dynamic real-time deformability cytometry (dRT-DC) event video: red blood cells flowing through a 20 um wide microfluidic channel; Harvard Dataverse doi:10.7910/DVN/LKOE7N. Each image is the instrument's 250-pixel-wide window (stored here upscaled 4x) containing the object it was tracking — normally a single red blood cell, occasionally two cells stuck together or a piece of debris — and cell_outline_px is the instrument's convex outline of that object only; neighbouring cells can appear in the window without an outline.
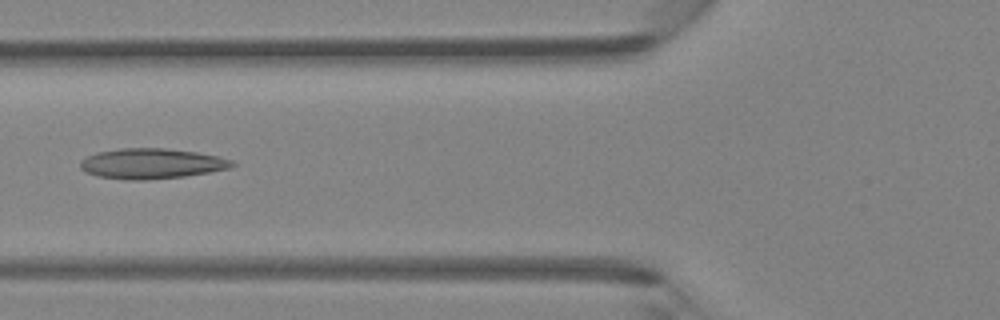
{"species": "Egyptian fruit bat (a non-hibernating species)", "species_latin": "Rousettus aegyptiacus", "temperature_condition": "room temperature", "stored_images_in_passage": 5, "camera_frame_rate_fps": 3000, "um_per_image_px": 0.085, "animal": {"sex": "female"}, "frame": {"image": 1, "passage_image": 5, "time_ms": 1.333, "image_size_px": [1000, 320], "cell_outline_px": [[236, 164], [228, 168], [208, 172], [184, 176], [144, 180], [124, 180], [100, 176], [84, 172], [80, 168], [80, 160], [96, 152], [120, 148], [164, 148], [196, 152], [216, 156], [232, 160]], "centroid_in_image_um": [12.83, 13.9], "position_along_channel_um": 113.0, "area_um2": 26.7}}